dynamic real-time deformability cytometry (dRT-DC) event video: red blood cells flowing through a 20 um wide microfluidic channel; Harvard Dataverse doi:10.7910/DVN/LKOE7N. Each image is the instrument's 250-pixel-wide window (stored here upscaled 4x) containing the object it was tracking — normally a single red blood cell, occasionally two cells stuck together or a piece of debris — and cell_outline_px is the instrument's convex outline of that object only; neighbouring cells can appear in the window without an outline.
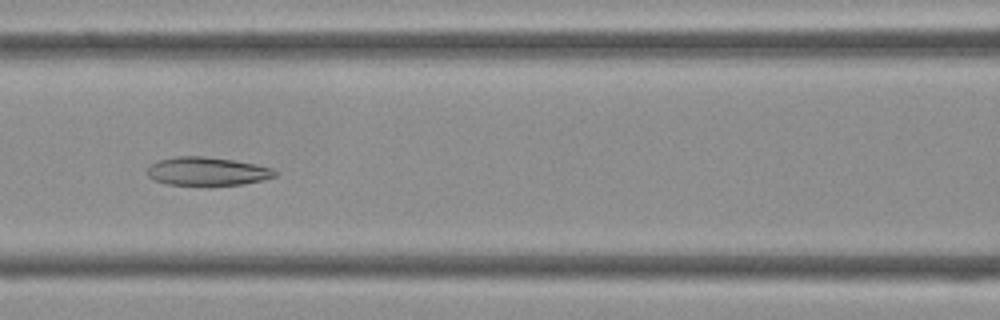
{"species": "Egyptian fruit bat (a non-hibernating species)", "species_latin": "Rousettus aegyptiacus", "temperature_condition": "cold", "stored_images_in_passage": 38, "camera_frame_rate_fps": 3000, "um_per_image_px": 0.085, "frame": {"image": 1, "passage_image": 13, "time_ms": 4.0, "image_size_px": [1000, 320], "cell_outline_px": [[280, 172], [276, 176], [264, 180], [244, 184], [168, 184], [152, 180], [148, 176], [148, 164], [160, 160], [176, 156], [204, 156], [232, 160], [256, 164], [272, 168]], "centroid_in_image_um": [17.63, 14.55], "position_along_channel_um": 149.0, "area_um2": 21.04}}
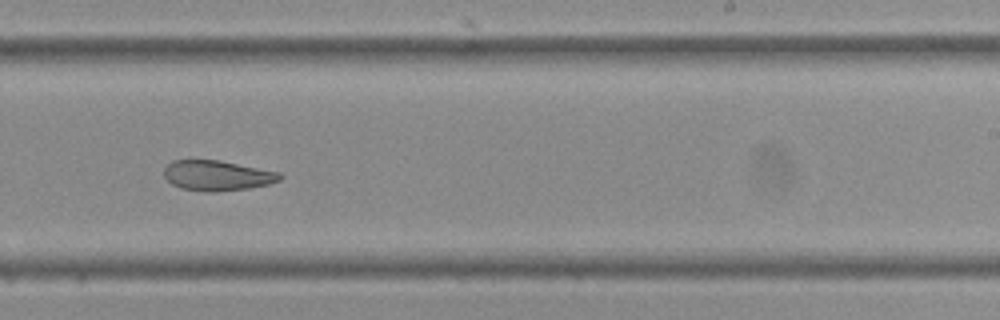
{"frame": {"image": 2, "passage_image": 21, "time_ms": 6.667, "image_size_px": [1000, 320], "cell_outline_px": [[284, 176], [280, 180], [268, 184], [248, 188], [212, 192], [204, 192], [180, 188], [172, 184], [164, 176], [164, 168], [172, 160], [220, 160], [280, 172]], "centroid_in_image_um": [18.46, 14.92], "position_along_channel_um": 270.5, "area_um2": 20.46}}
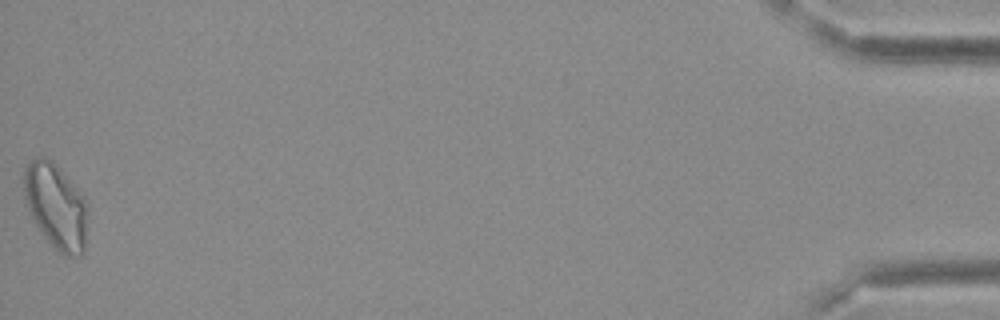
{"frame": {"image": 3, "passage_image": 38, "time_ms": 12.333, "image_size_px": [1000, 320], "cell_outline_px": [[88, 204], [84, 252], [80, 256], [64, 256], [44, 236], [32, 220], [24, 204], [24, 168], [36, 156], [44, 156], [52, 160], [60, 168], [84, 196]], "centroid_in_image_um": [4.74, 17.51], "position_along_channel_um": 430.5, "area_um2": 32.08}}